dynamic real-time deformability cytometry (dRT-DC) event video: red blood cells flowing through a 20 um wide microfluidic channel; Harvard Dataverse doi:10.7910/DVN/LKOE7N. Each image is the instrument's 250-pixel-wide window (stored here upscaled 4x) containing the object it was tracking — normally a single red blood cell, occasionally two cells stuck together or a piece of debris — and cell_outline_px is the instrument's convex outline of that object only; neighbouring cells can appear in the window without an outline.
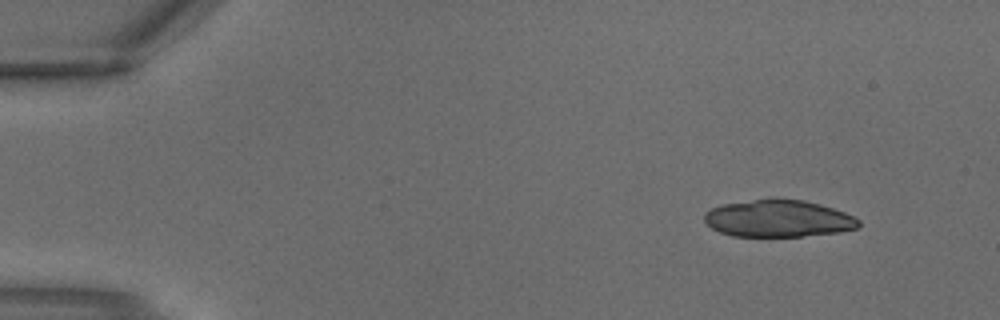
{"species": "common noctule bat (a hibernating species)", "species_latin": "Nyctalus noctula", "temperature_condition": "warm", "stored_images_in_passage": 3, "segment_of_instrument_passage": [1, 2], "camera_frame_rate_fps": 3000, "um_per_image_px": 0.085, "animal": {"sex": "male", "body_mass_g": 18.8}, "frame": {"image": 1, "passage_image": 1, "time_ms": 0.0, "image_size_px": [1000, 320], "cell_outline_px": [[860, 228], [840, 232], [800, 236], [732, 236], [720, 232], [712, 228], [704, 220], [704, 212], [712, 208], [724, 204], [772, 196], [776, 196], [804, 200], [820, 204], [844, 212], [860, 220]], "centroid_in_image_um": [66.16, 18.55], "position_along_channel_um": 18.8, "area_um2": 33.87}}